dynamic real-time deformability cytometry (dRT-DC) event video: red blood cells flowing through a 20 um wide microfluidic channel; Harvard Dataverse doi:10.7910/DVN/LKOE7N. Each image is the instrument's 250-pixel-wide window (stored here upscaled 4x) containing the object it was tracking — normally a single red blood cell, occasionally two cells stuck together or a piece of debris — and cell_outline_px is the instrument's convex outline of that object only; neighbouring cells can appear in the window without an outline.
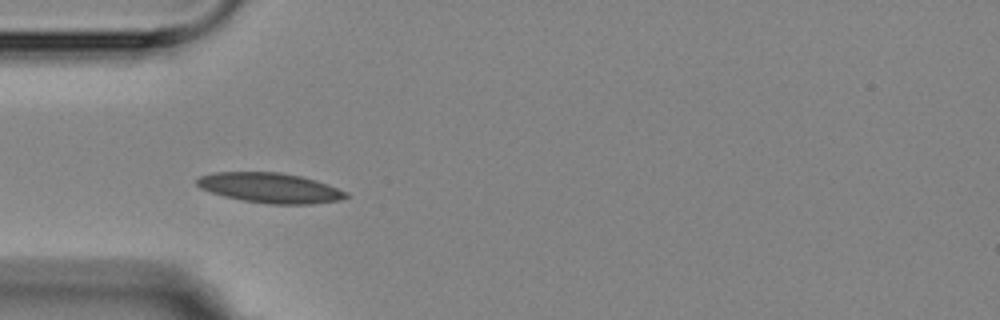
{"species": "Egyptian fruit bat (a non-hibernating species)", "species_latin": "Rousettus aegyptiacus", "temperature_condition": "room temperature", "stored_images_in_passage": 5, "camera_frame_rate_fps": 3000, "um_per_image_px": 0.085, "animal": {"sex": "female"}, "frame": {"image": 1, "passage_image": 2, "time_ms": 2.0, "image_size_px": [1000, 320], "cell_outline_px": [[348, 196], [340, 200], [312, 204], [268, 204], [244, 200], [224, 196], [200, 188], [196, 184], [196, 180], [200, 176], [216, 172], [280, 172], [300, 176], [316, 180], [328, 184], [348, 192]], "centroid_in_image_um": [22.98, 15.97], "position_along_channel_um": 62.0, "area_um2": 26.01}}
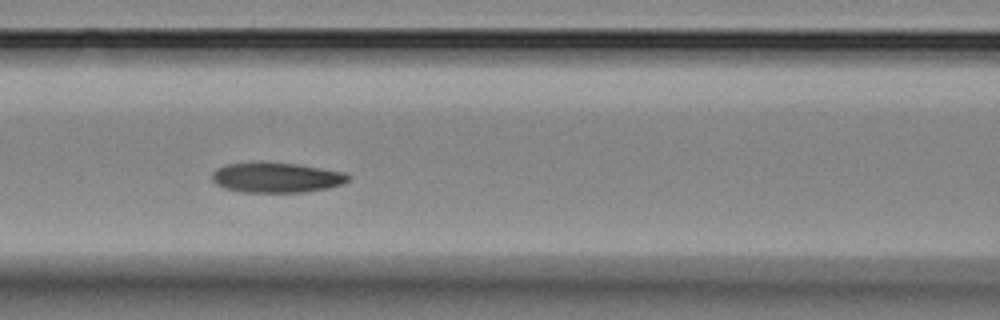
{"frame": {"image": 2, "passage_image": 4, "time_ms": 4.333, "image_size_px": [1000, 320], "cell_outline_px": [[352, 176], [344, 184], [328, 188], [304, 192], [240, 192], [224, 188], [216, 184], [212, 180], [212, 172], [216, 168], [224, 164], [256, 160], [260, 160], [300, 164], [344, 172]], "centroid_in_image_um": [23.46, 15.06], "position_along_channel_um": 143.1, "area_um2": 24.74}}
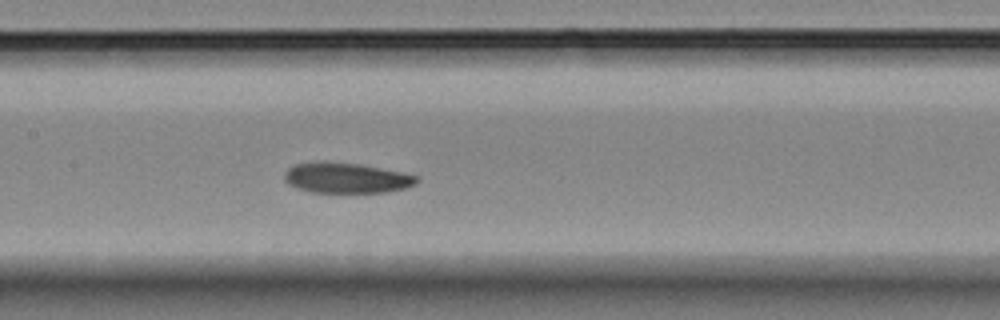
{"frame": {"image": 3, "passage_image": 5, "time_ms": 5.333, "image_size_px": [1000, 320], "cell_outline_px": [[420, 180], [416, 184], [408, 188], [384, 192], [312, 192], [296, 188], [288, 184], [284, 180], [284, 172], [288, 168], [296, 164], [360, 164], [404, 172], [420, 176]], "centroid_in_image_um": [29.54, 15.16], "position_along_channel_um": 177.9, "area_um2": 22.95}}